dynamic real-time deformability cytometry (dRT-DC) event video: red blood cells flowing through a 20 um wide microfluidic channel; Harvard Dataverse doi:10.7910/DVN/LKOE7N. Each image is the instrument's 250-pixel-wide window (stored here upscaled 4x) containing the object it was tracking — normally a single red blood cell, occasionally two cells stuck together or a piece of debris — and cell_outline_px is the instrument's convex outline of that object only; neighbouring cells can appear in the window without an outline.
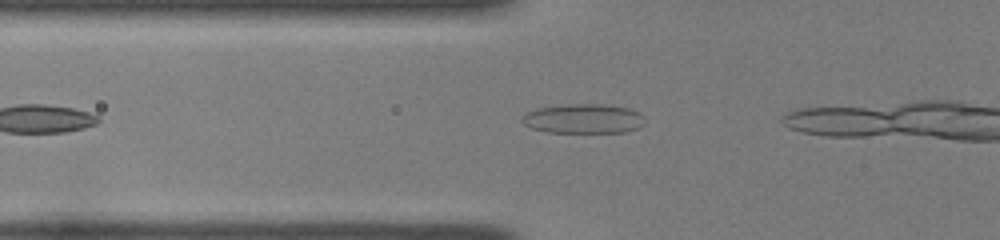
{"species": "common noctule bat (a hibernating species)", "species_latin": "Nyctalus noctula", "temperature_condition": "room temperature", "stored_images_in_passage": 8, "camera_frame_rate_fps": 3000, "um_per_image_px": 0.085, "animal": {"sex": "female", "body_mass_g": 22.0, "forearm_length_mm": 56.7}, "frame": {"image": 1, "passage_image": 3, "time_ms": 0.667, "image_size_px": [1000, 240], "cell_outline_px": [[644, 124], [636, 128], [624, 132], [548, 132], [532, 128], [524, 124], [520, 120], [524, 112], [536, 108], [560, 104], [600, 104], [628, 108], [640, 112], [644, 116]], "centroid_in_image_um": [49.55, 10.07], "position_along_channel_um": 76.3, "area_um2": 21.27}}
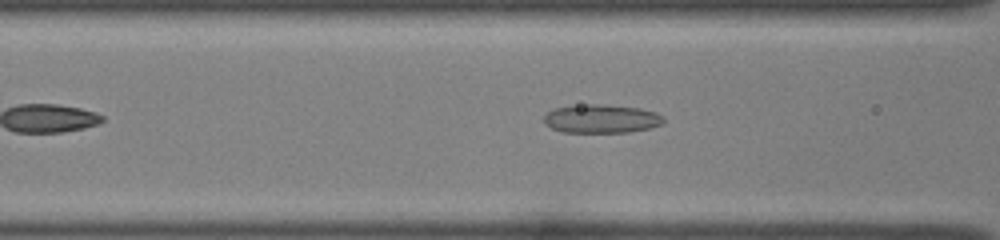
{"frame": {"image": 2, "passage_image": 6, "time_ms": 1.667, "image_size_px": [1000, 240], "cell_outline_px": [[664, 124], [648, 128], [628, 132], [560, 132], [544, 124], [544, 116], [552, 108], [580, 104], [604, 104], [640, 108], [656, 112], [664, 116]], "centroid_in_image_um": [51.11, 10.08], "position_along_channel_um": 115.5, "area_um2": 20.17}}